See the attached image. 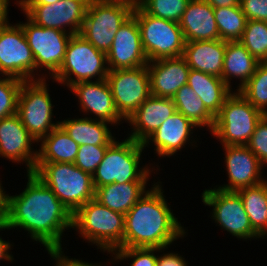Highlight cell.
<instances>
[{
  "mask_svg": "<svg viewBox=\"0 0 267 266\" xmlns=\"http://www.w3.org/2000/svg\"><path fill=\"white\" fill-rule=\"evenodd\" d=\"M26 177V188L19 195L6 194L4 224L9 230L28 231L47 251L62 250V236L72 228V214L34 173Z\"/></svg>",
  "mask_w": 267,
  "mask_h": 266,
  "instance_id": "obj_1",
  "label": "cell"
},
{
  "mask_svg": "<svg viewBox=\"0 0 267 266\" xmlns=\"http://www.w3.org/2000/svg\"><path fill=\"white\" fill-rule=\"evenodd\" d=\"M160 183V184H159ZM161 182H155L125 214L121 248H166L186 236L165 199Z\"/></svg>",
  "mask_w": 267,
  "mask_h": 266,
  "instance_id": "obj_2",
  "label": "cell"
},
{
  "mask_svg": "<svg viewBox=\"0 0 267 266\" xmlns=\"http://www.w3.org/2000/svg\"><path fill=\"white\" fill-rule=\"evenodd\" d=\"M72 228L88 243L113 254L121 248L125 232V215L112 211L95 198L72 215Z\"/></svg>",
  "mask_w": 267,
  "mask_h": 266,
  "instance_id": "obj_3",
  "label": "cell"
},
{
  "mask_svg": "<svg viewBox=\"0 0 267 266\" xmlns=\"http://www.w3.org/2000/svg\"><path fill=\"white\" fill-rule=\"evenodd\" d=\"M143 151L142 143L128 137L121 142L115 140L107 148L104 158L92 175L95 190L112 183L150 181L151 172L155 167L140 166Z\"/></svg>",
  "mask_w": 267,
  "mask_h": 266,
  "instance_id": "obj_4",
  "label": "cell"
},
{
  "mask_svg": "<svg viewBox=\"0 0 267 266\" xmlns=\"http://www.w3.org/2000/svg\"><path fill=\"white\" fill-rule=\"evenodd\" d=\"M73 215L95 198L93 177L74 163H36L33 172Z\"/></svg>",
  "mask_w": 267,
  "mask_h": 266,
  "instance_id": "obj_5",
  "label": "cell"
},
{
  "mask_svg": "<svg viewBox=\"0 0 267 266\" xmlns=\"http://www.w3.org/2000/svg\"><path fill=\"white\" fill-rule=\"evenodd\" d=\"M134 5L128 0H90L79 34L107 53L118 29L133 14Z\"/></svg>",
  "mask_w": 267,
  "mask_h": 266,
  "instance_id": "obj_6",
  "label": "cell"
},
{
  "mask_svg": "<svg viewBox=\"0 0 267 266\" xmlns=\"http://www.w3.org/2000/svg\"><path fill=\"white\" fill-rule=\"evenodd\" d=\"M108 72L106 53L97 50L80 34H73L61 67L52 79L70 88L78 82L91 81L92 78L106 79Z\"/></svg>",
  "mask_w": 267,
  "mask_h": 266,
  "instance_id": "obj_7",
  "label": "cell"
},
{
  "mask_svg": "<svg viewBox=\"0 0 267 266\" xmlns=\"http://www.w3.org/2000/svg\"><path fill=\"white\" fill-rule=\"evenodd\" d=\"M264 116L253 107L238 91L225 100L219 114L215 117L212 131L222 146L247 145L257 123Z\"/></svg>",
  "mask_w": 267,
  "mask_h": 266,
  "instance_id": "obj_8",
  "label": "cell"
},
{
  "mask_svg": "<svg viewBox=\"0 0 267 266\" xmlns=\"http://www.w3.org/2000/svg\"><path fill=\"white\" fill-rule=\"evenodd\" d=\"M132 15L138 22L148 61L183 55L186 40L179 23L147 14L138 4Z\"/></svg>",
  "mask_w": 267,
  "mask_h": 266,
  "instance_id": "obj_9",
  "label": "cell"
},
{
  "mask_svg": "<svg viewBox=\"0 0 267 266\" xmlns=\"http://www.w3.org/2000/svg\"><path fill=\"white\" fill-rule=\"evenodd\" d=\"M46 79L23 81L18 97L17 114L38 143L59 126V121H52L54 105Z\"/></svg>",
  "mask_w": 267,
  "mask_h": 266,
  "instance_id": "obj_10",
  "label": "cell"
},
{
  "mask_svg": "<svg viewBox=\"0 0 267 266\" xmlns=\"http://www.w3.org/2000/svg\"><path fill=\"white\" fill-rule=\"evenodd\" d=\"M0 74L23 81L48 78L45 72L41 77L35 74V60L22 26L10 24L9 19L0 26Z\"/></svg>",
  "mask_w": 267,
  "mask_h": 266,
  "instance_id": "obj_11",
  "label": "cell"
},
{
  "mask_svg": "<svg viewBox=\"0 0 267 266\" xmlns=\"http://www.w3.org/2000/svg\"><path fill=\"white\" fill-rule=\"evenodd\" d=\"M201 197L205 206L213 207L211 219H214L221 229L245 241L261 238L253 230L242 199L236 191H224L214 187L205 189Z\"/></svg>",
  "mask_w": 267,
  "mask_h": 266,
  "instance_id": "obj_12",
  "label": "cell"
},
{
  "mask_svg": "<svg viewBox=\"0 0 267 266\" xmlns=\"http://www.w3.org/2000/svg\"><path fill=\"white\" fill-rule=\"evenodd\" d=\"M106 80L111 88L116 110L125 122L151 95L147 65L109 70Z\"/></svg>",
  "mask_w": 267,
  "mask_h": 266,
  "instance_id": "obj_13",
  "label": "cell"
},
{
  "mask_svg": "<svg viewBox=\"0 0 267 266\" xmlns=\"http://www.w3.org/2000/svg\"><path fill=\"white\" fill-rule=\"evenodd\" d=\"M25 17L27 22H19V24L22 26L35 60V73L45 69L44 71H47L52 78L61 67L72 34L39 26L27 16Z\"/></svg>",
  "mask_w": 267,
  "mask_h": 266,
  "instance_id": "obj_14",
  "label": "cell"
},
{
  "mask_svg": "<svg viewBox=\"0 0 267 266\" xmlns=\"http://www.w3.org/2000/svg\"><path fill=\"white\" fill-rule=\"evenodd\" d=\"M89 1L59 0L50 5L17 6L35 24L65 31L73 35L80 33Z\"/></svg>",
  "mask_w": 267,
  "mask_h": 266,
  "instance_id": "obj_15",
  "label": "cell"
},
{
  "mask_svg": "<svg viewBox=\"0 0 267 266\" xmlns=\"http://www.w3.org/2000/svg\"><path fill=\"white\" fill-rule=\"evenodd\" d=\"M35 142L38 143L17 113L0 120V157L18 164L26 163L27 173L34 172L37 162L38 151L32 148Z\"/></svg>",
  "mask_w": 267,
  "mask_h": 266,
  "instance_id": "obj_16",
  "label": "cell"
},
{
  "mask_svg": "<svg viewBox=\"0 0 267 266\" xmlns=\"http://www.w3.org/2000/svg\"><path fill=\"white\" fill-rule=\"evenodd\" d=\"M106 57L109 70L136 68L148 64L140 28L133 15L118 29Z\"/></svg>",
  "mask_w": 267,
  "mask_h": 266,
  "instance_id": "obj_17",
  "label": "cell"
},
{
  "mask_svg": "<svg viewBox=\"0 0 267 266\" xmlns=\"http://www.w3.org/2000/svg\"><path fill=\"white\" fill-rule=\"evenodd\" d=\"M222 147L225 151L224 160L229 183L216 188L224 191H238L266 180L262 177L264 166L246 145Z\"/></svg>",
  "mask_w": 267,
  "mask_h": 266,
  "instance_id": "obj_18",
  "label": "cell"
},
{
  "mask_svg": "<svg viewBox=\"0 0 267 266\" xmlns=\"http://www.w3.org/2000/svg\"><path fill=\"white\" fill-rule=\"evenodd\" d=\"M78 99L83 114L93 119L109 122L112 126L125 121L116 110L111 88L106 79L78 82L69 89Z\"/></svg>",
  "mask_w": 267,
  "mask_h": 266,
  "instance_id": "obj_19",
  "label": "cell"
},
{
  "mask_svg": "<svg viewBox=\"0 0 267 266\" xmlns=\"http://www.w3.org/2000/svg\"><path fill=\"white\" fill-rule=\"evenodd\" d=\"M197 128L198 127L182 113L176 112L171 117H168V119L144 141L143 147H148L152 142L158 157L170 158V156L177 154L176 152L181 151L185 145L190 143L193 146L195 141L191 139V141H193L191 142L189 137H193L191 136V134H193L192 131Z\"/></svg>",
  "mask_w": 267,
  "mask_h": 266,
  "instance_id": "obj_20",
  "label": "cell"
},
{
  "mask_svg": "<svg viewBox=\"0 0 267 266\" xmlns=\"http://www.w3.org/2000/svg\"><path fill=\"white\" fill-rule=\"evenodd\" d=\"M176 112L173 99L150 95L127 120L132 128L128 138L143 144L168 117Z\"/></svg>",
  "mask_w": 267,
  "mask_h": 266,
  "instance_id": "obj_21",
  "label": "cell"
},
{
  "mask_svg": "<svg viewBox=\"0 0 267 266\" xmlns=\"http://www.w3.org/2000/svg\"><path fill=\"white\" fill-rule=\"evenodd\" d=\"M151 95L172 99L187 84L190 67L181 57L148 61Z\"/></svg>",
  "mask_w": 267,
  "mask_h": 266,
  "instance_id": "obj_22",
  "label": "cell"
},
{
  "mask_svg": "<svg viewBox=\"0 0 267 266\" xmlns=\"http://www.w3.org/2000/svg\"><path fill=\"white\" fill-rule=\"evenodd\" d=\"M179 24L186 42L219 39L214 8L204 0H191Z\"/></svg>",
  "mask_w": 267,
  "mask_h": 266,
  "instance_id": "obj_23",
  "label": "cell"
},
{
  "mask_svg": "<svg viewBox=\"0 0 267 266\" xmlns=\"http://www.w3.org/2000/svg\"><path fill=\"white\" fill-rule=\"evenodd\" d=\"M226 41L203 40L186 42L182 57L192 70L222 78Z\"/></svg>",
  "mask_w": 267,
  "mask_h": 266,
  "instance_id": "obj_24",
  "label": "cell"
},
{
  "mask_svg": "<svg viewBox=\"0 0 267 266\" xmlns=\"http://www.w3.org/2000/svg\"><path fill=\"white\" fill-rule=\"evenodd\" d=\"M187 85L203 101L206 109L216 117L225 100L233 93L220 77H216L201 71L189 70Z\"/></svg>",
  "mask_w": 267,
  "mask_h": 266,
  "instance_id": "obj_25",
  "label": "cell"
},
{
  "mask_svg": "<svg viewBox=\"0 0 267 266\" xmlns=\"http://www.w3.org/2000/svg\"><path fill=\"white\" fill-rule=\"evenodd\" d=\"M108 124L110 123L90 116L59 121V125L79 146L111 145L116 137L111 133Z\"/></svg>",
  "mask_w": 267,
  "mask_h": 266,
  "instance_id": "obj_26",
  "label": "cell"
},
{
  "mask_svg": "<svg viewBox=\"0 0 267 266\" xmlns=\"http://www.w3.org/2000/svg\"><path fill=\"white\" fill-rule=\"evenodd\" d=\"M258 61L239 41H226L222 79L232 89L231 79H239V91L255 73Z\"/></svg>",
  "mask_w": 267,
  "mask_h": 266,
  "instance_id": "obj_27",
  "label": "cell"
},
{
  "mask_svg": "<svg viewBox=\"0 0 267 266\" xmlns=\"http://www.w3.org/2000/svg\"><path fill=\"white\" fill-rule=\"evenodd\" d=\"M147 182L112 183L95 190V199L112 211L126 214L148 191Z\"/></svg>",
  "mask_w": 267,
  "mask_h": 266,
  "instance_id": "obj_28",
  "label": "cell"
},
{
  "mask_svg": "<svg viewBox=\"0 0 267 266\" xmlns=\"http://www.w3.org/2000/svg\"><path fill=\"white\" fill-rule=\"evenodd\" d=\"M39 142L36 163H74L79 145L60 125Z\"/></svg>",
  "mask_w": 267,
  "mask_h": 266,
  "instance_id": "obj_29",
  "label": "cell"
},
{
  "mask_svg": "<svg viewBox=\"0 0 267 266\" xmlns=\"http://www.w3.org/2000/svg\"><path fill=\"white\" fill-rule=\"evenodd\" d=\"M236 192L242 199L253 230L264 239L267 236V180Z\"/></svg>",
  "mask_w": 267,
  "mask_h": 266,
  "instance_id": "obj_30",
  "label": "cell"
},
{
  "mask_svg": "<svg viewBox=\"0 0 267 266\" xmlns=\"http://www.w3.org/2000/svg\"><path fill=\"white\" fill-rule=\"evenodd\" d=\"M177 112L182 113L199 128L213 129L215 117L206 109L203 101L187 84L183 85L172 98Z\"/></svg>",
  "mask_w": 267,
  "mask_h": 266,
  "instance_id": "obj_31",
  "label": "cell"
},
{
  "mask_svg": "<svg viewBox=\"0 0 267 266\" xmlns=\"http://www.w3.org/2000/svg\"><path fill=\"white\" fill-rule=\"evenodd\" d=\"M214 16L219 30V39L236 41L242 38L247 19L240 5L214 8Z\"/></svg>",
  "mask_w": 267,
  "mask_h": 266,
  "instance_id": "obj_32",
  "label": "cell"
},
{
  "mask_svg": "<svg viewBox=\"0 0 267 266\" xmlns=\"http://www.w3.org/2000/svg\"><path fill=\"white\" fill-rule=\"evenodd\" d=\"M253 107L267 115V62H259L255 73L238 91Z\"/></svg>",
  "mask_w": 267,
  "mask_h": 266,
  "instance_id": "obj_33",
  "label": "cell"
},
{
  "mask_svg": "<svg viewBox=\"0 0 267 266\" xmlns=\"http://www.w3.org/2000/svg\"><path fill=\"white\" fill-rule=\"evenodd\" d=\"M239 41L258 62H267V21L247 20Z\"/></svg>",
  "mask_w": 267,
  "mask_h": 266,
  "instance_id": "obj_34",
  "label": "cell"
},
{
  "mask_svg": "<svg viewBox=\"0 0 267 266\" xmlns=\"http://www.w3.org/2000/svg\"><path fill=\"white\" fill-rule=\"evenodd\" d=\"M191 0H140L137 4L157 18L179 23Z\"/></svg>",
  "mask_w": 267,
  "mask_h": 266,
  "instance_id": "obj_35",
  "label": "cell"
},
{
  "mask_svg": "<svg viewBox=\"0 0 267 266\" xmlns=\"http://www.w3.org/2000/svg\"><path fill=\"white\" fill-rule=\"evenodd\" d=\"M22 83L15 77L0 76V120L17 113Z\"/></svg>",
  "mask_w": 267,
  "mask_h": 266,
  "instance_id": "obj_36",
  "label": "cell"
},
{
  "mask_svg": "<svg viewBox=\"0 0 267 266\" xmlns=\"http://www.w3.org/2000/svg\"><path fill=\"white\" fill-rule=\"evenodd\" d=\"M165 248H119L111 256L112 262L132 260L130 266H157V252ZM156 253V254H155ZM114 255V256H113Z\"/></svg>",
  "mask_w": 267,
  "mask_h": 266,
  "instance_id": "obj_37",
  "label": "cell"
},
{
  "mask_svg": "<svg viewBox=\"0 0 267 266\" xmlns=\"http://www.w3.org/2000/svg\"><path fill=\"white\" fill-rule=\"evenodd\" d=\"M110 145H81L79 146L74 164L82 171L93 175L104 158Z\"/></svg>",
  "mask_w": 267,
  "mask_h": 266,
  "instance_id": "obj_38",
  "label": "cell"
},
{
  "mask_svg": "<svg viewBox=\"0 0 267 266\" xmlns=\"http://www.w3.org/2000/svg\"><path fill=\"white\" fill-rule=\"evenodd\" d=\"M246 146L265 167L267 165V115H264L257 123L255 131Z\"/></svg>",
  "mask_w": 267,
  "mask_h": 266,
  "instance_id": "obj_39",
  "label": "cell"
},
{
  "mask_svg": "<svg viewBox=\"0 0 267 266\" xmlns=\"http://www.w3.org/2000/svg\"><path fill=\"white\" fill-rule=\"evenodd\" d=\"M239 5L247 20L267 21V0H240Z\"/></svg>",
  "mask_w": 267,
  "mask_h": 266,
  "instance_id": "obj_40",
  "label": "cell"
},
{
  "mask_svg": "<svg viewBox=\"0 0 267 266\" xmlns=\"http://www.w3.org/2000/svg\"><path fill=\"white\" fill-rule=\"evenodd\" d=\"M48 254L51 256L56 263L55 266H102L101 263H89L88 261H82L76 258H69L65 256L64 251L57 250V251H47Z\"/></svg>",
  "mask_w": 267,
  "mask_h": 266,
  "instance_id": "obj_41",
  "label": "cell"
},
{
  "mask_svg": "<svg viewBox=\"0 0 267 266\" xmlns=\"http://www.w3.org/2000/svg\"><path fill=\"white\" fill-rule=\"evenodd\" d=\"M159 255L157 256V266H188L185 258L178 253L168 252Z\"/></svg>",
  "mask_w": 267,
  "mask_h": 266,
  "instance_id": "obj_42",
  "label": "cell"
},
{
  "mask_svg": "<svg viewBox=\"0 0 267 266\" xmlns=\"http://www.w3.org/2000/svg\"><path fill=\"white\" fill-rule=\"evenodd\" d=\"M4 230H8V227H6V225L4 223L0 224V231ZM11 246H13L12 244H10V242L5 241L4 239H2V237H0V260H7V261H13L14 258L12 256V254H10L11 250Z\"/></svg>",
  "mask_w": 267,
  "mask_h": 266,
  "instance_id": "obj_43",
  "label": "cell"
},
{
  "mask_svg": "<svg viewBox=\"0 0 267 266\" xmlns=\"http://www.w3.org/2000/svg\"><path fill=\"white\" fill-rule=\"evenodd\" d=\"M208 2L213 8L238 6L240 0H204Z\"/></svg>",
  "mask_w": 267,
  "mask_h": 266,
  "instance_id": "obj_44",
  "label": "cell"
},
{
  "mask_svg": "<svg viewBox=\"0 0 267 266\" xmlns=\"http://www.w3.org/2000/svg\"><path fill=\"white\" fill-rule=\"evenodd\" d=\"M1 183L0 180V224L4 223L6 217V192Z\"/></svg>",
  "mask_w": 267,
  "mask_h": 266,
  "instance_id": "obj_45",
  "label": "cell"
},
{
  "mask_svg": "<svg viewBox=\"0 0 267 266\" xmlns=\"http://www.w3.org/2000/svg\"><path fill=\"white\" fill-rule=\"evenodd\" d=\"M9 0H0V26H2L9 18Z\"/></svg>",
  "mask_w": 267,
  "mask_h": 266,
  "instance_id": "obj_46",
  "label": "cell"
},
{
  "mask_svg": "<svg viewBox=\"0 0 267 266\" xmlns=\"http://www.w3.org/2000/svg\"><path fill=\"white\" fill-rule=\"evenodd\" d=\"M17 5H50L59 0H16Z\"/></svg>",
  "mask_w": 267,
  "mask_h": 266,
  "instance_id": "obj_47",
  "label": "cell"
},
{
  "mask_svg": "<svg viewBox=\"0 0 267 266\" xmlns=\"http://www.w3.org/2000/svg\"><path fill=\"white\" fill-rule=\"evenodd\" d=\"M128 1H131V2H133L134 4H137L140 0H128Z\"/></svg>",
  "mask_w": 267,
  "mask_h": 266,
  "instance_id": "obj_48",
  "label": "cell"
}]
</instances>
